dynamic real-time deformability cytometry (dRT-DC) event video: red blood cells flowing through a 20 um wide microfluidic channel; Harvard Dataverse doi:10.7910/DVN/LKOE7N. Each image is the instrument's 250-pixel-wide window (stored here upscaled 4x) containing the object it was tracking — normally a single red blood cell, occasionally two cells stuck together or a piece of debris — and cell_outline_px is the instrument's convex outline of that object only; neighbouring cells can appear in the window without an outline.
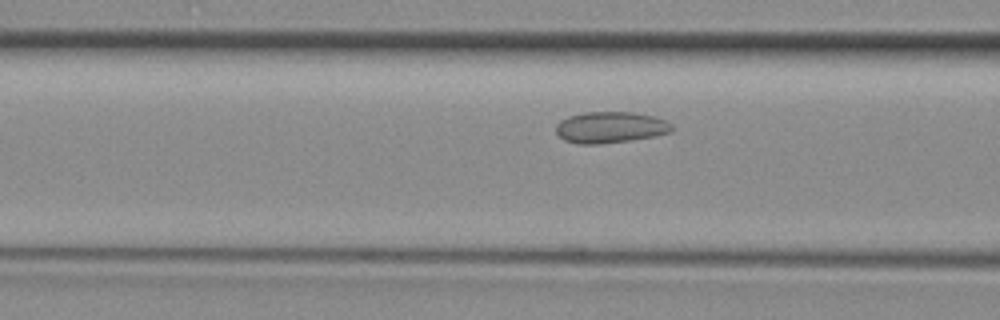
{"species": "common noctule bat (a hibernating species)", "species_latin": "Nyctalus noctula", "temperature_condition": "room temperature", "stored_images_in_passage": 7, "camera_frame_rate_fps": 3000, "um_per_image_px": 0.085, "animal": {"sex": "female", "body_mass_g": 29.2, "forearm_length_mm": 56.3}, "frame": {"image": 1, "passage_image": 5, "time_ms": 1.333, "image_size_px": [1000, 320], "cell_outline_px": [[672, 132], [652, 136], [628, 140], [600, 144], [580, 144], [564, 140], [556, 132], [556, 124], [560, 120], [568, 116], [584, 112], [632, 112], [652, 116], [664, 120], [672, 124]], "centroid_in_image_um": [51.84, 10.82], "position_along_channel_um": 114.8, "area_um2": 20.98}}